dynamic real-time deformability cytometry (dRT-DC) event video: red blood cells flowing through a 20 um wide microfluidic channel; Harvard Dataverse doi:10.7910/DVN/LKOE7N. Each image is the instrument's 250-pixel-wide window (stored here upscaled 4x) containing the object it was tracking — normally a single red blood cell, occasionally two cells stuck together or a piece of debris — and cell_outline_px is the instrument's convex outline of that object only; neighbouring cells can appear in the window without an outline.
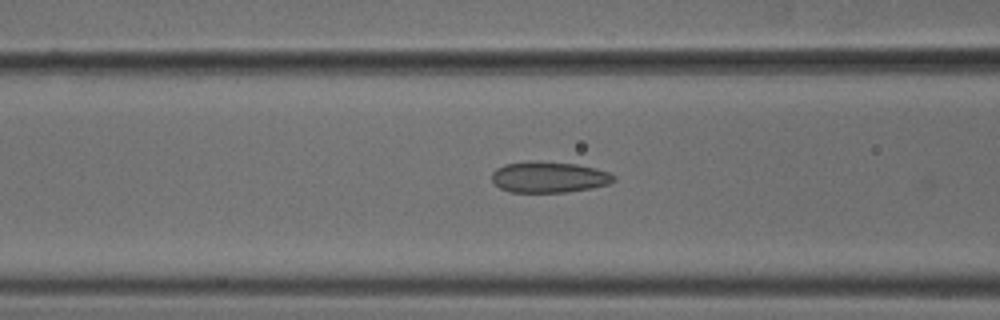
{"species": "common noctule bat (a hibernating species)", "species_latin": "Nyctalus noctula", "temperature_condition": "cold", "stored_images_in_passage": 46, "camera_frame_rate_fps": 3000, "um_per_image_px": 0.085, "animal": {"sex": "male", "body_mass_g": 18.8}, "frame": {"image": 1, "passage_image": 20, "time_ms": 6.333, "image_size_px": [1000, 320], "cell_outline_px": [[616, 180], [608, 184], [592, 188], [568, 192], [508, 192], [500, 188], [492, 180], [492, 172], [496, 168], [504, 164], [532, 160], [576, 164], [596, 168], [608, 172], [616, 176]], "centroid_in_image_um": [46.66, 15.05], "position_along_channel_um": 119.9, "area_um2": 22.25}}
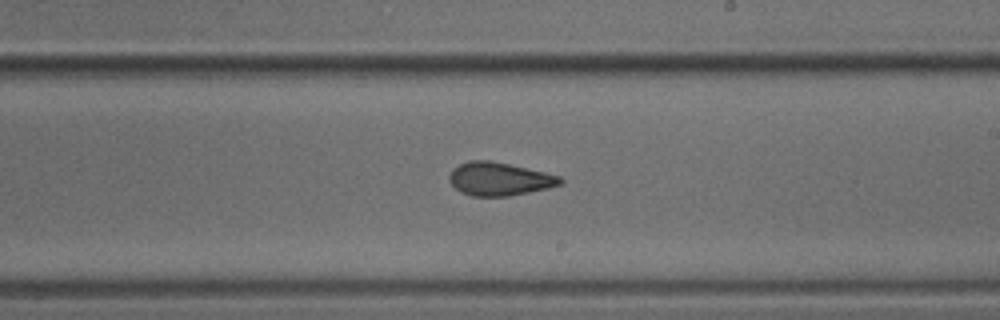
{"frame": {"image": 2, "passage_image": 30, "time_ms": 9.667, "image_size_px": [1000, 320], "cell_outline_px": [[564, 180], [560, 184], [548, 188], [508, 196], [472, 196], [460, 192], [448, 180], [448, 176], [452, 168], [468, 160], [488, 160], [508, 164], [544, 172], [560, 176]], "centroid_in_image_um": [42.4, 15.21], "position_along_channel_um": 246.6, "area_um2": 21.39}}
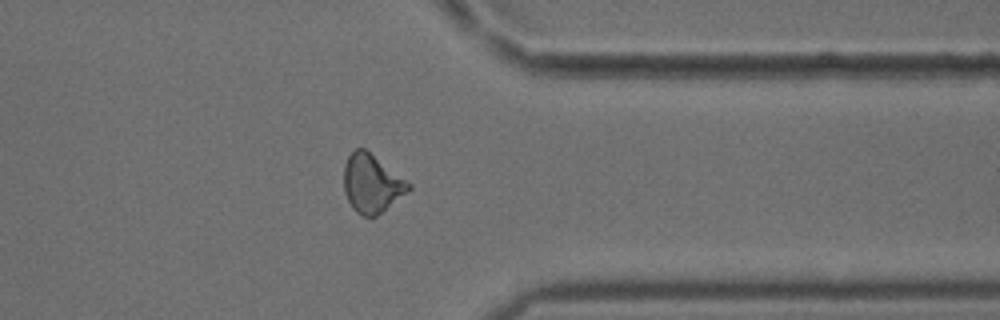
{"frame": {"image": 3, "passage_image": 41, "time_ms": 13.333, "image_size_px": [1000, 320], "cell_outline_px": [[412, 188], [408, 192], [376, 216], [364, 216], [356, 212], [352, 208], [344, 192], [344, 164], [348, 156], [356, 148], [364, 148], [412, 184]], "centroid_in_image_um": [31.59, 15.6], "position_along_channel_um": 379.8, "area_um2": 21.85}}